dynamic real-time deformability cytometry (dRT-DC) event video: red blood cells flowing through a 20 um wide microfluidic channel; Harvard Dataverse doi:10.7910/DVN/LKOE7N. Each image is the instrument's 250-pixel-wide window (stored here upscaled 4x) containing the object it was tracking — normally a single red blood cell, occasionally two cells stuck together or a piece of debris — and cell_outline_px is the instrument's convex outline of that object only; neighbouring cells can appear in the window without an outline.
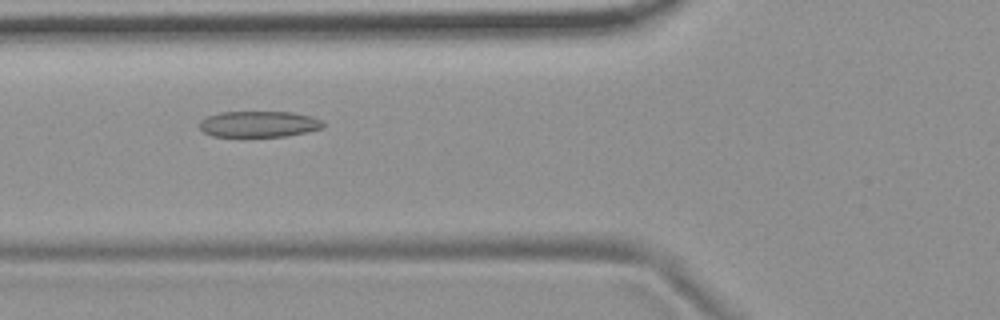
{"species": "common noctule bat (a hibernating species)", "species_latin": "Nyctalus noctula", "temperature_condition": "room temperature", "stored_images_in_passage": 55, "camera_frame_rate_fps": 3000, "um_per_image_px": 0.085, "animal": {"sex": "female", "body_mass_g": 19.9}, "frame": {"image": 1, "passage_image": 21, "time_ms": 6.667, "image_size_px": [1000, 320], "cell_outline_px": [[324, 128], [308, 132], [284, 136], [212, 136], [204, 132], [200, 128], [200, 120], [208, 116], [220, 112], [292, 112], [312, 116], [320, 120], [324, 124]], "centroid_in_image_um": [22.02, 10.54], "position_along_channel_um": 103.8, "area_um2": 18.73}}
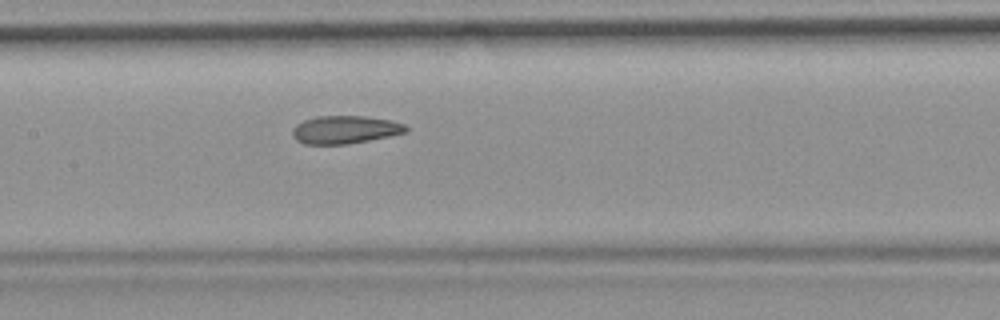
{"frame": {"image": 2, "passage_image": 27, "time_ms": 8.667, "image_size_px": [1000, 320], "cell_outline_px": [[408, 132], [348, 144], [304, 144], [296, 140], [292, 136], [292, 128], [296, 124], [304, 120], [316, 116], [364, 116], [392, 120], [404, 124], [408, 128]], "centroid_in_image_um": [29.31, 11.02], "position_along_channel_um": 178.1, "area_um2": 18.55}}
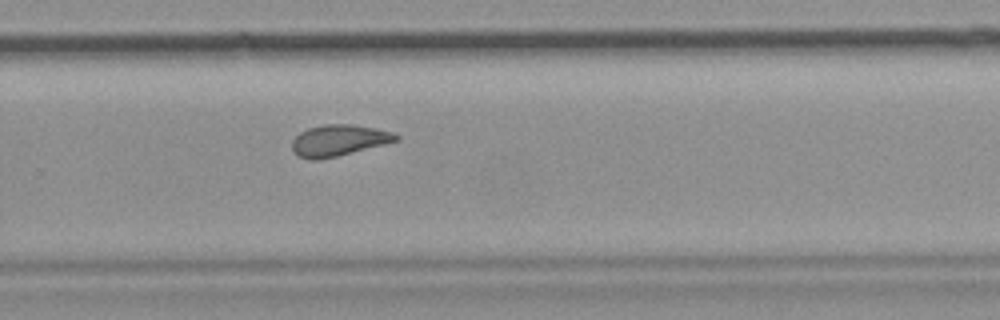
{"frame": {"image": 3, "passage_image": 37, "time_ms": 12.0, "image_size_px": [1000, 320], "cell_outline_px": [[400, 136], [396, 140], [384, 144], [336, 156], [316, 160], [312, 160], [300, 156], [292, 148], [292, 140], [300, 132], [308, 128], [324, 124], [352, 124], [376, 128], [392, 132]], "centroid_in_image_um": [28.78, 11.91], "position_along_channel_um": 301.0, "area_um2": 18.61}, "authors_computed_cell_mechanics": {"area_um2": 19.941, "velocity_mm_per_s": 3.7067, "shape_relaxation_time_tau1_ms": null, "shape_relaxation_time_tau2_ms": 1.9691, "deformation_change_tau1": null, "deformation_change_tau2": 0.0891}}